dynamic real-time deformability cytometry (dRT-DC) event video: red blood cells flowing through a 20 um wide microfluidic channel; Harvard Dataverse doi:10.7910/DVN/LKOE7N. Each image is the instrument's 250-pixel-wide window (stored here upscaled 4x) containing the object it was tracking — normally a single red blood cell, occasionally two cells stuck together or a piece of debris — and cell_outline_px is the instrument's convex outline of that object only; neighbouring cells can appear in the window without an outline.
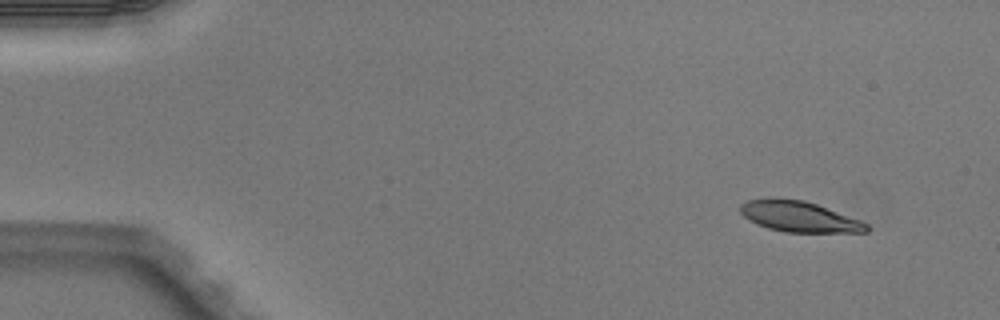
{"species": "Egyptian fruit bat (a non-hibernating species)", "species_latin": "Rousettus aegyptiacus", "temperature_condition": "warm", "stored_images_in_passage": 5, "camera_frame_rate_fps": 3000, "um_per_image_px": 0.085, "animal": {"sex": "male"}, "frame": {"image": 1, "passage_image": 1, "time_ms": 0.0, "image_size_px": [1000, 320], "cell_outline_px": [[868, 232], [784, 232], [768, 228], [756, 224], [744, 216], [740, 212], [740, 204], [748, 200], [804, 200], [816, 204], [860, 220], [868, 224]], "centroid_in_image_um": [67.95, 18.44], "position_along_channel_um": 17.1, "area_um2": 21.91}}